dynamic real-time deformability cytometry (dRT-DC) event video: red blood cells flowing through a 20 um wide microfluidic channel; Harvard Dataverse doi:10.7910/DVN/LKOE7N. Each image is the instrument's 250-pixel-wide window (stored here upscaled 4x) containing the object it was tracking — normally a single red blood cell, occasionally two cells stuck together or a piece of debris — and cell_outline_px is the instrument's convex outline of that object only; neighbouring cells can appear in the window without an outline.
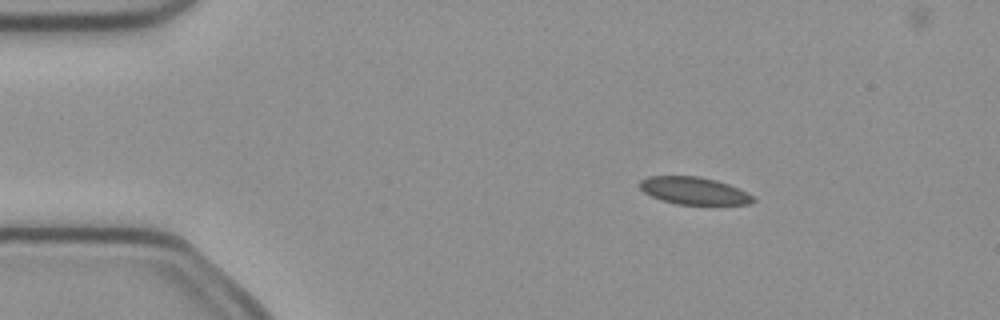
{"species": "common noctule bat (a hibernating species)", "species_latin": "Nyctalus noctula", "temperature_condition": "cold", "stored_images_in_passage": 4, "camera_frame_rate_fps": 3000, "um_per_image_px": 0.085, "animal": {"sex": "female", "body_mass_g": 21.9}, "frame": {"image": 1, "passage_image": 2, "time_ms": 0.333, "image_size_px": [1000, 320], "cell_outline_px": [[756, 200], [748, 204], [676, 204], [660, 200], [644, 192], [640, 188], [640, 180], [648, 176], [700, 176], [716, 180], [728, 184], [748, 192], [756, 196]], "centroid_in_image_um": [59.01, 16.21], "position_along_channel_um": 26.0, "area_um2": 18.15}}